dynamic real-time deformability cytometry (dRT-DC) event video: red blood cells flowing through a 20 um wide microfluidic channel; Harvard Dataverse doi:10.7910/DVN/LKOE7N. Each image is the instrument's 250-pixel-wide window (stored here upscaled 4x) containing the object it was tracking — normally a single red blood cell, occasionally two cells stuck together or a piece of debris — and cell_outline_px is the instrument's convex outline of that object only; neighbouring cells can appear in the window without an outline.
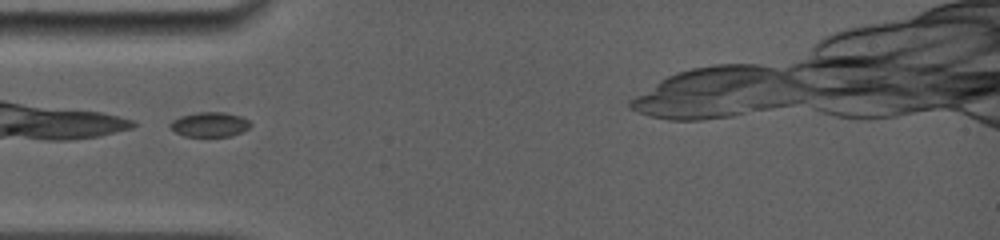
{"species": "common noctule bat (a hibernating species)", "species_latin": "Nyctalus noctula", "temperature_condition": "room temperature", "stored_images_in_passage": 5, "camera_frame_rate_fps": 5000, "um_per_image_px": 0.085, "animal": {"sex": "female", "body_mass_g": 19.0, "forearm_length_mm": 56.7}, "frame": {"image": 1, "passage_image": 1, "time_ms": 0.0, "image_size_px": [1000, 240], "cell_outline_px": [[252, 124], [248, 128], [232, 136], [184, 136], [176, 132], [168, 124], [172, 120], [180, 116], [196, 112], [224, 112], [240, 116], [248, 120]], "centroid_in_image_um": [17.81, 10.57], "position_along_channel_um": 67.2, "area_um2": 11.5}}